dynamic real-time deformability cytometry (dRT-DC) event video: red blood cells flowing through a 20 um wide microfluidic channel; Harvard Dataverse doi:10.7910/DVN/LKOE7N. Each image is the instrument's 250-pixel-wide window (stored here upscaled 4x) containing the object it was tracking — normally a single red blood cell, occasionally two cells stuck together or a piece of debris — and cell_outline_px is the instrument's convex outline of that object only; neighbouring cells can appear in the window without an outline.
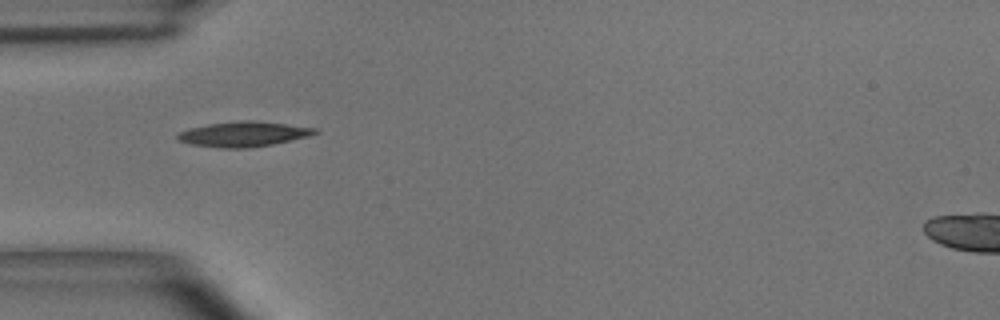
{"species": "common noctule bat (a hibernating species)", "species_latin": "Nyctalus noctula", "temperature_condition": "room temperature", "stored_images_in_passage": 4, "camera_frame_rate_fps": 3000, "um_per_image_px": 0.085, "animal": {"sex": "male", "body_mass_g": 15.6}, "frame": {"image": 1, "passage_image": 1, "time_ms": 0.0, "image_size_px": [1000, 320], "cell_outline_px": [[320, 132], [308, 136], [272, 144], [252, 148], [220, 148], [192, 144], [180, 140], [176, 136], [180, 132], [188, 128], [208, 124], [240, 120], [252, 120], [316, 128]], "centroid_in_image_um": [20.69, 11.4], "position_along_channel_um": 64.3, "area_um2": 19.88}}